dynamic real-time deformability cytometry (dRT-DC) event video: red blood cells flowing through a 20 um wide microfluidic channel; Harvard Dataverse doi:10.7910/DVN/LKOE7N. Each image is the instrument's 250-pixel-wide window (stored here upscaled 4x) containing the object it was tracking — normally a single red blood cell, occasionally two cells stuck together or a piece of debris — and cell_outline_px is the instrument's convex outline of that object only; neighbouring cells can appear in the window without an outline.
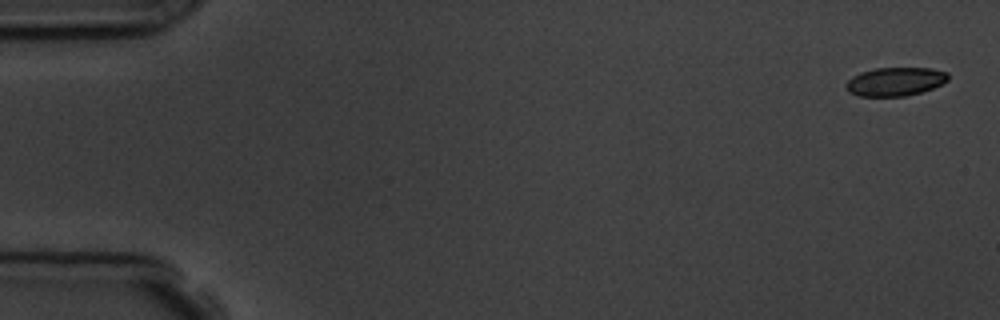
{"species": "common noctule bat (a hibernating species)", "species_latin": "Nyctalus noctula", "temperature_condition": "room temperature", "stored_images_in_passage": 4, "camera_frame_rate_fps": 3000, "um_per_image_px": 0.085, "animal": {"sex": "male", "body_mass_g": 19.5, "forearm_length_mm": 54.6}, "frame": {"image": 1, "passage_image": 1, "time_ms": 0.0, "image_size_px": [1000, 320], "cell_outline_px": [[948, 80], [932, 88], [920, 92], [904, 96], [860, 96], [848, 92], [844, 84], [852, 76], [860, 72], [876, 68], [932, 68], [948, 72]], "centroid_in_image_um": [76.06, 6.93], "position_along_channel_um": 8.9, "area_um2": 16.99}}
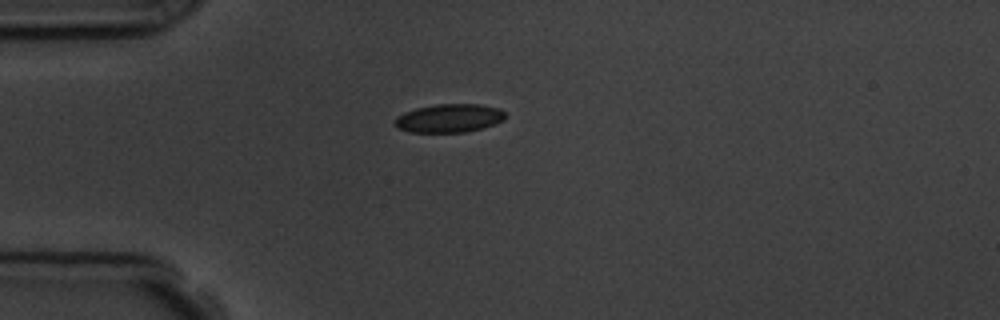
{"frame": {"image": 2, "passage_image": 4, "time_ms": 4.333, "image_size_px": [1000, 320], "cell_outline_px": [[504, 120], [484, 128], [464, 132], [408, 132], [396, 128], [396, 116], [404, 112], [416, 108], [436, 104], [480, 104], [500, 108], [504, 112]], "centroid_in_image_um": [38.18, 10.04], "position_along_channel_um": 46.8, "area_um2": 18.38}}